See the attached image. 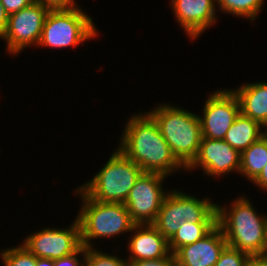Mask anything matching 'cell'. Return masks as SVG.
I'll return each mask as SVG.
<instances>
[{
	"mask_svg": "<svg viewBox=\"0 0 267 266\" xmlns=\"http://www.w3.org/2000/svg\"><path fill=\"white\" fill-rule=\"evenodd\" d=\"M122 132L118 149L143 172L159 173L169 177L186 169L174 157L161 135L158 124L147 112L132 115Z\"/></svg>",
	"mask_w": 267,
	"mask_h": 266,
	"instance_id": "obj_1",
	"label": "cell"
},
{
	"mask_svg": "<svg viewBox=\"0 0 267 266\" xmlns=\"http://www.w3.org/2000/svg\"><path fill=\"white\" fill-rule=\"evenodd\" d=\"M229 206L217 204V225L221 228L227 245L250 256L260 255L267 215H259L246 195L233 199Z\"/></svg>",
	"mask_w": 267,
	"mask_h": 266,
	"instance_id": "obj_2",
	"label": "cell"
},
{
	"mask_svg": "<svg viewBox=\"0 0 267 266\" xmlns=\"http://www.w3.org/2000/svg\"><path fill=\"white\" fill-rule=\"evenodd\" d=\"M177 161L187 169L198 155L202 131L197 114L167 103L148 110Z\"/></svg>",
	"mask_w": 267,
	"mask_h": 266,
	"instance_id": "obj_3",
	"label": "cell"
},
{
	"mask_svg": "<svg viewBox=\"0 0 267 266\" xmlns=\"http://www.w3.org/2000/svg\"><path fill=\"white\" fill-rule=\"evenodd\" d=\"M82 204L76 218L80 224L81 244L93 248L94 239L113 238L129 233L136 225L124 203H103L91 199L79 187L73 192Z\"/></svg>",
	"mask_w": 267,
	"mask_h": 266,
	"instance_id": "obj_4",
	"label": "cell"
},
{
	"mask_svg": "<svg viewBox=\"0 0 267 266\" xmlns=\"http://www.w3.org/2000/svg\"><path fill=\"white\" fill-rule=\"evenodd\" d=\"M142 173V169L117 148L100 171L79 188L93 200L124 203Z\"/></svg>",
	"mask_w": 267,
	"mask_h": 266,
	"instance_id": "obj_5",
	"label": "cell"
},
{
	"mask_svg": "<svg viewBox=\"0 0 267 266\" xmlns=\"http://www.w3.org/2000/svg\"><path fill=\"white\" fill-rule=\"evenodd\" d=\"M211 200L199 199L178 189L170 190L152 225L169 241L185 221L217 223V204Z\"/></svg>",
	"mask_w": 267,
	"mask_h": 266,
	"instance_id": "obj_6",
	"label": "cell"
},
{
	"mask_svg": "<svg viewBox=\"0 0 267 266\" xmlns=\"http://www.w3.org/2000/svg\"><path fill=\"white\" fill-rule=\"evenodd\" d=\"M99 31L91 16L83 9L50 10L45 18L38 47L67 48L84 45Z\"/></svg>",
	"mask_w": 267,
	"mask_h": 266,
	"instance_id": "obj_7",
	"label": "cell"
},
{
	"mask_svg": "<svg viewBox=\"0 0 267 266\" xmlns=\"http://www.w3.org/2000/svg\"><path fill=\"white\" fill-rule=\"evenodd\" d=\"M166 175L143 172L129 192L124 205L136 225L153 224L169 192L163 189Z\"/></svg>",
	"mask_w": 267,
	"mask_h": 266,
	"instance_id": "obj_8",
	"label": "cell"
},
{
	"mask_svg": "<svg viewBox=\"0 0 267 266\" xmlns=\"http://www.w3.org/2000/svg\"><path fill=\"white\" fill-rule=\"evenodd\" d=\"M50 10L34 1L28 7L9 15L5 33L0 39L8 54L18 56L27 47L38 46L45 18Z\"/></svg>",
	"mask_w": 267,
	"mask_h": 266,
	"instance_id": "obj_9",
	"label": "cell"
},
{
	"mask_svg": "<svg viewBox=\"0 0 267 266\" xmlns=\"http://www.w3.org/2000/svg\"><path fill=\"white\" fill-rule=\"evenodd\" d=\"M68 227L44 228L32 232L22 242L36 258L56 260L75 253L81 246L80 224L77 218Z\"/></svg>",
	"mask_w": 267,
	"mask_h": 266,
	"instance_id": "obj_10",
	"label": "cell"
},
{
	"mask_svg": "<svg viewBox=\"0 0 267 266\" xmlns=\"http://www.w3.org/2000/svg\"><path fill=\"white\" fill-rule=\"evenodd\" d=\"M201 113L202 138L223 140L240 114V102L232 89H216L208 95Z\"/></svg>",
	"mask_w": 267,
	"mask_h": 266,
	"instance_id": "obj_11",
	"label": "cell"
},
{
	"mask_svg": "<svg viewBox=\"0 0 267 266\" xmlns=\"http://www.w3.org/2000/svg\"><path fill=\"white\" fill-rule=\"evenodd\" d=\"M241 153L224 140L202 138L197 157L186 171L200 168L205 175L220 177L232 171L239 174Z\"/></svg>",
	"mask_w": 267,
	"mask_h": 266,
	"instance_id": "obj_12",
	"label": "cell"
},
{
	"mask_svg": "<svg viewBox=\"0 0 267 266\" xmlns=\"http://www.w3.org/2000/svg\"><path fill=\"white\" fill-rule=\"evenodd\" d=\"M177 23L192 41L215 25L216 0H170Z\"/></svg>",
	"mask_w": 267,
	"mask_h": 266,
	"instance_id": "obj_13",
	"label": "cell"
},
{
	"mask_svg": "<svg viewBox=\"0 0 267 266\" xmlns=\"http://www.w3.org/2000/svg\"><path fill=\"white\" fill-rule=\"evenodd\" d=\"M227 245L221 228L216 225L206 236L180 247L175 253L177 266H214Z\"/></svg>",
	"mask_w": 267,
	"mask_h": 266,
	"instance_id": "obj_14",
	"label": "cell"
},
{
	"mask_svg": "<svg viewBox=\"0 0 267 266\" xmlns=\"http://www.w3.org/2000/svg\"><path fill=\"white\" fill-rule=\"evenodd\" d=\"M128 242L127 261L155 260L171 254L169 241L152 225H135Z\"/></svg>",
	"mask_w": 267,
	"mask_h": 266,
	"instance_id": "obj_15",
	"label": "cell"
},
{
	"mask_svg": "<svg viewBox=\"0 0 267 266\" xmlns=\"http://www.w3.org/2000/svg\"><path fill=\"white\" fill-rule=\"evenodd\" d=\"M240 102V112L261 125L267 120V82L242 84L232 89Z\"/></svg>",
	"mask_w": 267,
	"mask_h": 266,
	"instance_id": "obj_16",
	"label": "cell"
},
{
	"mask_svg": "<svg viewBox=\"0 0 267 266\" xmlns=\"http://www.w3.org/2000/svg\"><path fill=\"white\" fill-rule=\"evenodd\" d=\"M264 134L265 131L258 121L252 120L240 112L223 140L241 153Z\"/></svg>",
	"mask_w": 267,
	"mask_h": 266,
	"instance_id": "obj_17",
	"label": "cell"
},
{
	"mask_svg": "<svg viewBox=\"0 0 267 266\" xmlns=\"http://www.w3.org/2000/svg\"><path fill=\"white\" fill-rule=\"evenodd\" d=\"M267 164V136L264 134L257 141L241 152L239 174L252 182Z\"/></svg>",
	"mask_w": 267,
	"mask_h": 266,
	"instance_id": "obj_18",
	"label": "cell"
},
{
	"mask_svg": "<svg viewBox=\"0 0 267 266\" xmlns=\"http://www.w3.org/2000/svg\"><path fill=\"white\" fill-rule=\"evenodd\" d=\"M217 223H191L185 221L169 240V249L175 253L180 247L192 244L206 236Z\"/></svg>",
	"mask_w": 267,
	"mask_h": 266,
	"instance_id": "obj_19",
	"label": "cell"
},
{
	"mask_svg": "<svg viewBox=\"0 0 267 266\" xmlns=\"http://www.w3.org/2000/svg\"><path fill=\"white\" fill-rule=\"evenodd\" d=\"M265 0H216L220 12L250 20H256Z\"/></svg>",
	"mask_w": 267,
	"mask_h": 266,
	"instance_id": "obj_20",
	"label": "cell"
},
{
	"mask_svg": "<svg viewBox=\"0 0 267 266\" xmlns=\"http://www.w3.org/2000/svg\"><path fill=\"white\" fill-rule=\"evenodd\" d=\"M1 262L4 266H36L37 258L21 244L15 247L2 249Z\"/></svg>",
	"mask_w": 267,
	"mask_h": 266,
	"instance_id": "obj_21",
	"label": "cell"
},
{
	"mask_svg": "<svg viewBox=\"0 0 267 266\" xmlns=\"http://www.w3.org/2000/svg\"><path fill=\"white\" fill-rule=\"evenodd\" d=\"M107 254L97 248H86L85 265L86 266H128V261L121 256Z\"/></svg>",
	"mask_w": 267,
	"mask_h": 266,
	"instance_id": "obj_22",
	"label": "cell"
},
{
	"mask_svg": "<svg viewBox=\"0 0 267 266\" xmlns=\"http://www.w3.org/2000/svg\"><path fill=\"white\" fill-rule=\"evenodd\" d=\"M250 255L226 245L214 266H246Z\"/></svg>",
	"mask_w": 267,
	"mask_h": 266,
	"instance_id": "obj_23",
	"label": "cell"
},
{
	"mask_svg": "<svg viewBox=\"0 0 267 266\" xmlns=\"http://www.w3.org/2000/svg\"><path fill=\"white\" fill-rule=\"evenodd\" d=\"M85 252L86 247L82 245L75 253L54 260V266H82L85 263Z\"/></svg>",
	"mask_w": 267,
	"mask_h": 266,
	"instance_id": "obj_24",
	"label": "cell"
},
{
	"mask_svg": "<svg viewBox=\"0 0 267 266\" xmlns=\"http://www.w3.org/2000/svg\"><path fill=\"white\" fill-rule=\"evenodd\" d=\"M128 266H177L174 254L155 260L128 261Z\"/></svg>",
	"mask_w": 267,
	"mask_h": 266,
	"instance_id": "obj_25",
	"label": "cell"
},
{
	"mask_svg": "<svg viewBox=\"0 0 267 266\" xmlns=\"http://www.w3.org/2000/svg\"><path fill=\"white\" fill-rule=\"evenodd\" d=\"M43 4L49 10H71L80 8L76 0H35ZM78 4V5H77Z\"/></svg>",
	"mask_w": 267,
	"mask_h": 266,
	"instance_id": "obj_26",
	"label": "cell"
},
{
	"mask_svg": "<svg viewBox=\"0 0 267 266\" xmlns=\"http://www.w3.org/2000/svg\"><path fill=\"white\" fill-rule=\"evenodd\" d=\"M8 15L28 7L35 0H0Z\"/></svg>",
	"mask_w": 267,
	"mask_h": 266,
	"instance_id": "obj_27",
	"label": "cell"
},
{
	"mask_svg": "<svg viewBox=\"0 0 267 266\" xmlns=\"http://www.w3.org/2000/svg\"><path fill=\"white\" fill-rule=\"evenodd\" d=\"M257 187L264 192L267 191V164L261 171V173L252 181Z\"/></svg>",
	"mask_w": 267,
	"mask_h": 266,
	"instance_id": "obj_28",
	"label": "cell"
},
{
	"mask_svg": "<svg viewBox=\"0 0 267 266\" xmlns=\"http://www.w3.org/2000/svg\"><path fill=\"white\" fill-rule=\"evenodd\" d=\"M8 18L9 15L5 11V8L3 7L1 1H0V38L5 33L8 25Z\"/></svg>",
	"mask_w": 267,
	"mask_h": 266,
	"instance_id": "obj_29",
	"label": "cell"
},
{
	"mask_svg": "<svg viewBox=\"0 0 267 266\" xmlns=\"http://www.w3.org/2000/svg\"><path fill=\"white\" fill-rule=\"evenodd\" d=\"M246 266H267V259L259 255L250 256Z\"/></svg>",
	"mask_w": 267,
	"mask_h": 266,
	"instance_id": "obj_30",
	"label": "cell"
},
{
	"mask_svg": "<svg viewBox=\"0 0 267 266\" xmlns=\"http://www.w3.org/2000/svg\"><path fill=\"white\" fill-rule=\"evenodd\" d=\"M36 266H54V260L47 258H37Z\"/></svg>",
	"mask_w": 267,
	"mask_h": 266,
	"instance_id": "obj_31",
	"label": "cell"
},
{
	"mask_svg": "<svg viewBox=\"0 0 267 266\" xmlns=\"http://www.w3.org/2000/svg\"><path fill=\"white\" fill-rule=\"evenodd\" d=\"M259 256L267 259V226L265 229V237H264V243H263L262 251H261V254Z\"/></svg>",
	"mask_w": 267,
	"mask_h": 266,
	"instance_id": "obj_32",
	"label": "cell"
},
{
	"mask_svg": "<svg viewBox=\"0 0 267 266\" xmlns=\"http://www.w3.org/2000/svg\"><path fill=\"white\" fill-rule=\"evenodd\" d=\"M262 127L264 128V130L267 128V120L262 124Z\"/></svg>",
	"mask_w": 267,
	"mask_h": 266,
	"instance_id": "obj_33",
	"label": "cell"
}]
</instances>
